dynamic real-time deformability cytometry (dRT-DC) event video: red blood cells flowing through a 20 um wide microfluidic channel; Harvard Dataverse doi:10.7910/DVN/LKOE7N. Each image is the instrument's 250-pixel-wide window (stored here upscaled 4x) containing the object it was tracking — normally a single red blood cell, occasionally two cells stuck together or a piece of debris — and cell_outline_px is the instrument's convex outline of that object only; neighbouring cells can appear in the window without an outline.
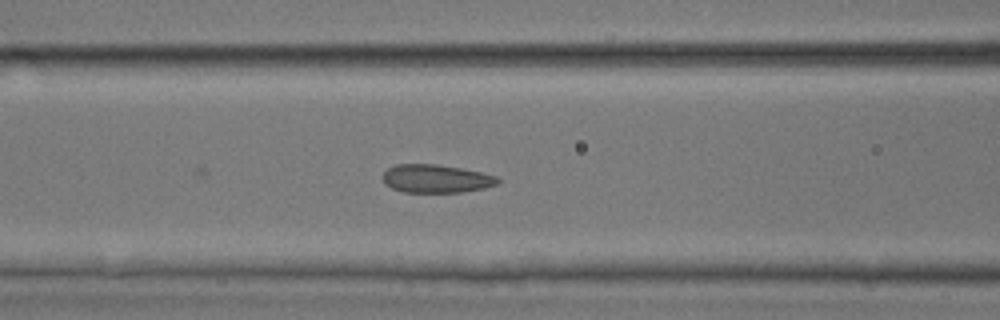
{"species": "common noctule bat (a hibernating species)", "species_latin": "Nyctalus noctula", "temperature_condition": "room temperature", "stored_images_in_passage": 9, "camera_frame_rate_fps": 3000, "um_per_image_px": 0.085, "animal": {"sex": "male", "body_mass_g": 17.9, "forearm_length_mm": 54.2}, "frame": {"image": 1, "passage_image": 9, "time_ms": 2.667, "image_size_px": [1000, 320], "cell_outline_px": [[500, 180], [496, 184], [484, 188], [460, 192], [404, 192], [392, 188], [384, 180], [384, 172], [388, 168], [396, 164], [436, 164], [460, 168], [480, 172], [496, 176]], "centroid_in_image_um": [37.07, 15.18], "position_along_channel_um": 129.5, "area_um2": 18.61}}